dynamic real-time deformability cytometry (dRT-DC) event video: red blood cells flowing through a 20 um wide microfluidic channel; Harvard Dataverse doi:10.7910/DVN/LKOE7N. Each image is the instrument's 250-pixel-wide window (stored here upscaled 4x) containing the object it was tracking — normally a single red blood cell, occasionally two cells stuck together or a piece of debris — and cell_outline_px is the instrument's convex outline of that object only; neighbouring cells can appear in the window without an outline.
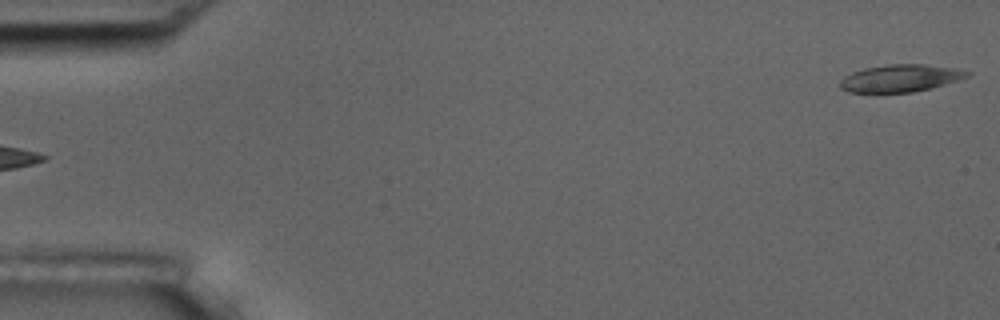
{"species": "common noctule bat (a hibernating species)", "species_latin": "Nyctalus noctula", "temperature_condition": "room temperature", "stored_images_in_passage": 5, "segment_of_instrument_passage": [2, 2], "camera_frame_rate_fps": 3000, "um_per_image_px": 0.085, "animal": {"sex": "male", "body_mass_g": 17.5, "forearm_length_mm": 52.3}, "frame": {"image": 1, "passage_image": 5, "time_ms": 5.333, "image_size_px": [1000, 320], "cell_outline_px": [[972, 72], [968, 76], [932, 88], [912, 92], [848, 92], [840, 88], [840, 80], [844, 76], [852, 72], [864, 68], [888, 64], [924, 64], [956, 68]], "centroid_in_image_um": [76.51, 6.64], "position_along_channel_um": 8.5, "area_um2": 20.17}}